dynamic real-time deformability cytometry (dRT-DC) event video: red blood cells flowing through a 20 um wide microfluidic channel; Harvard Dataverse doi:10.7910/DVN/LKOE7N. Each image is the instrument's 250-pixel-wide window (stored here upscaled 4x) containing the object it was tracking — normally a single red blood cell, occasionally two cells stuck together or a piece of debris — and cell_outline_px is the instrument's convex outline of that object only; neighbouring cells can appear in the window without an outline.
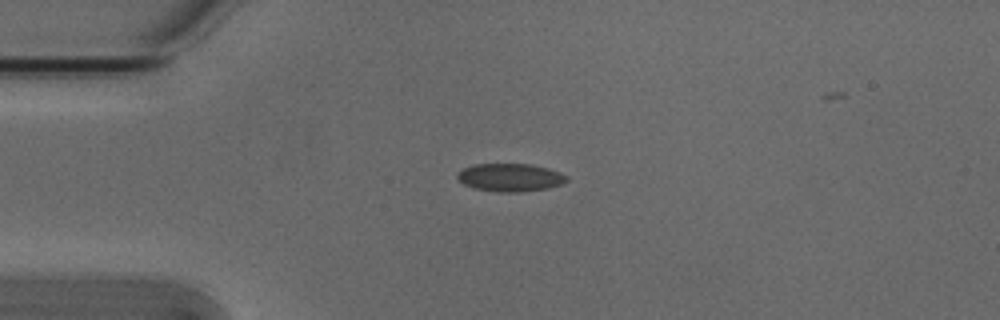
{"species": "Egyptian fruit bat (a non-hibernating species)", "species_latin": "Rousettus aegyptiacus", "temperature_condition": "cold", "stored_images_in_passage": 1, "camera_frame_rate_fps": 3000, "um_per_image_px": 0.085, "animal": {"sex": "male"}, "frame": {"image": 1, "passage_image": 1, "time_ms": 0.0, "image_size_px": [1000, 320], "cell_outline_px": [[568, 180], [560, 184], [548, 188], [520, 192], [496, 192], [476, 188], [464, 184], [456, 176], [456, 172], [472, 164], [532, 164], [548, 168], [560, 172], [568, 176]], "centroid_in_image_um": [43.37, 15.07], "position_along_channel_um": 41.6, "area_um2": 17.86}}